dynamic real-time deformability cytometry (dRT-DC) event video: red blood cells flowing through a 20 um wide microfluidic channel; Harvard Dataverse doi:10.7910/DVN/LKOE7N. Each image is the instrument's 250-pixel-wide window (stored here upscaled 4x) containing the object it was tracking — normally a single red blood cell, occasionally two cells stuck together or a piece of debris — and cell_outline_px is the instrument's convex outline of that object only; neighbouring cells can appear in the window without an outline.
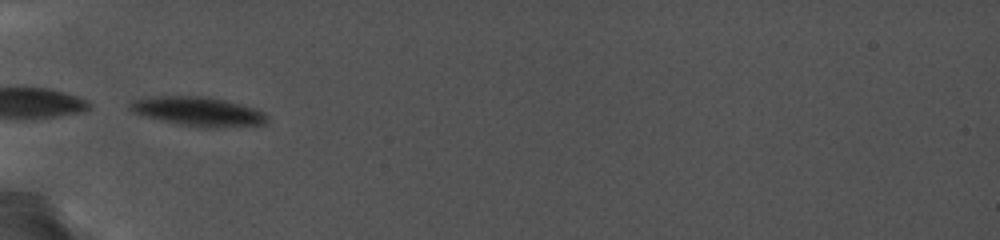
{"species": "common noctule bat (a hibernating species)", "species_latin": "Nyctalus noctula", "temperature_condition": "cold", "stored_images_in_passage": 4, "camera_frame_rate_fps": 5000, "um_per_image_px": 0.085, "animal": {"sex": "female", "body_mass_g": 19.0, "forearm_length_mm": 56.7}, "frame": {"image": 1, "passage_image": 1, "time_ms": 0.0, "image_size_px": [1000, 240], "cell_outline_px": [[264, 124], [180, 124], [132, 112], [128, 104], [132, 100], [156, 96], [204, 96], [224, 100], [252, 108], [264, 112]], "centroid_in_image_um": [16.69, 9.39], "position_along_channel_um": 68.3, "area_um2": 21.33}}